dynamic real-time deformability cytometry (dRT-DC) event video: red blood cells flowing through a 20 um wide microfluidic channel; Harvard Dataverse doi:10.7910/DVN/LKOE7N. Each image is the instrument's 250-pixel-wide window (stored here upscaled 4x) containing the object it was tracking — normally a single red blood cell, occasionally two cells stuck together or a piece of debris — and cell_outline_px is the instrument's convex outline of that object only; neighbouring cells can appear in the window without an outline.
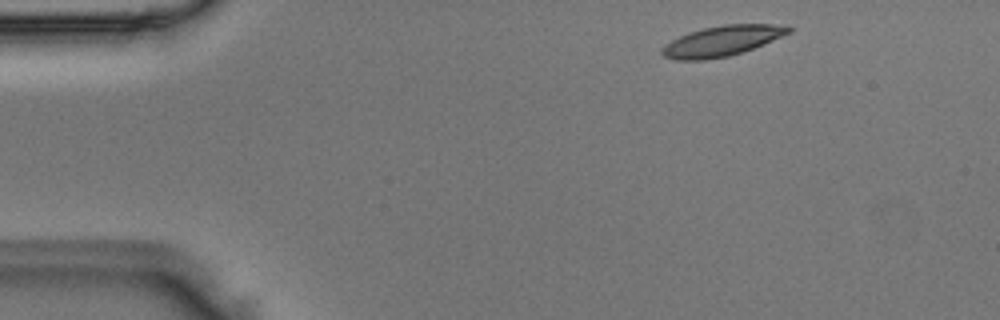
{"species": "Egyptian fruit bat (a non-hibernating species)", "species_latin": "Rousettus aegyptiacus", "temperature_condition": "room temperature", "stored_images_in_passage": 4, "camera_frame_rate_fps": 3000, "um_per_image_px": 0.085, "animal": {"sex": "male"}, "frame": {"image": 1, "passage_image": 1, "time_ms": 0.0, "image_size_px": [1000, 320], "cell_outline_px": [[792, 32], [752, 48], [728, 56], [704, 60], [676, 60], [664, 56], [660, 52], [672, 40], [688, 32], [704, 28], [724, 24], [788, 24], [792, 28]], "centroid_in_image_um": [61.41, 3.46], "position_along_channel_um": 23.6, "area_um2": 22.14}}